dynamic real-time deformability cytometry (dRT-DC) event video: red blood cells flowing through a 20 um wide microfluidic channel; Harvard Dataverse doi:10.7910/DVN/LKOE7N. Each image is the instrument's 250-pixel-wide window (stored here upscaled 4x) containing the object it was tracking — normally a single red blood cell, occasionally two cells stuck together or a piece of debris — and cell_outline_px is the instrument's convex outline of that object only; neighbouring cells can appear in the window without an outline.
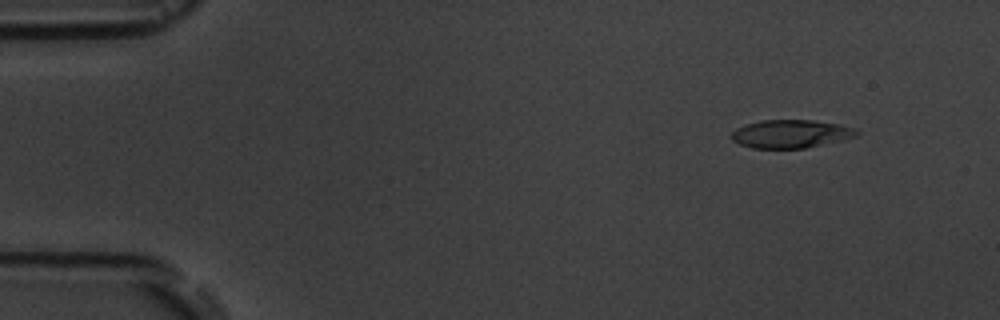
{"species": "common noctule bat (a hibernating species)", "species_latin": "Nyctalus noctula", "temperature_condition": "room temperature", "stored_images_in_passage": 4, "camera_frame_rate_fps": 3000, "um_per_image_px": 0.085, "animal": {"sex": "male", "body_mass_g": 19.5, "forearm_length_mm": 54.6}, "frame": {"image": 1, "passage_image": 1, "time_ms": 0.0, "image_size_px": [1000, 320], "cell_outline_px": [[860, 132], [856, 136], [844, 140], [804, 148], [752, 148], [740, 144], [732, 140], [732, 132], [736, 128], [748, 124], [764, 120], [812, 120], [840, 124], [856, 128]], "centroid_in_image_um": [67.27, 11.38], "position_along_channel_um": 17.7, "area_um2": 20.52}}
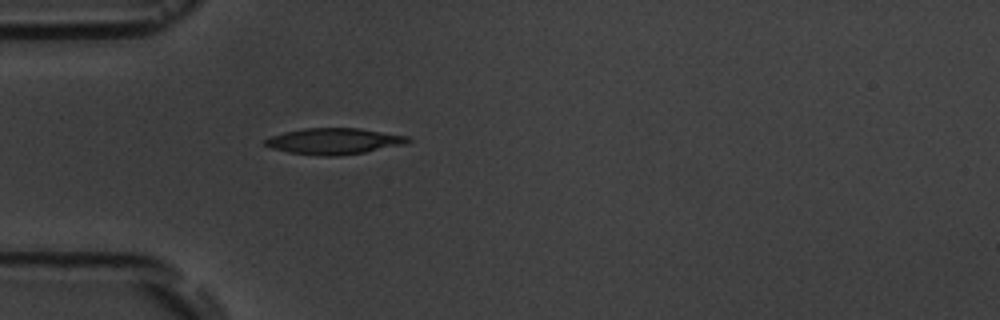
{"frame": {"image": 2, "passage_image": 4, "time_ms": 3.667, "image_size_px": [1000, 320], "cell_outline_px": [[412, 140], [408, 144], [364, 152], [336, 156], [324, 156], [288, 152], [272, 148], [264, 144], [264, 140], [272, 136], [284, 132], [304, 128], [360, 128], [408, 136]], "centroid_in_image_um": [28.43, 12.0], "position_along_channel_um": 56.6, "area_um2": 21.73}}